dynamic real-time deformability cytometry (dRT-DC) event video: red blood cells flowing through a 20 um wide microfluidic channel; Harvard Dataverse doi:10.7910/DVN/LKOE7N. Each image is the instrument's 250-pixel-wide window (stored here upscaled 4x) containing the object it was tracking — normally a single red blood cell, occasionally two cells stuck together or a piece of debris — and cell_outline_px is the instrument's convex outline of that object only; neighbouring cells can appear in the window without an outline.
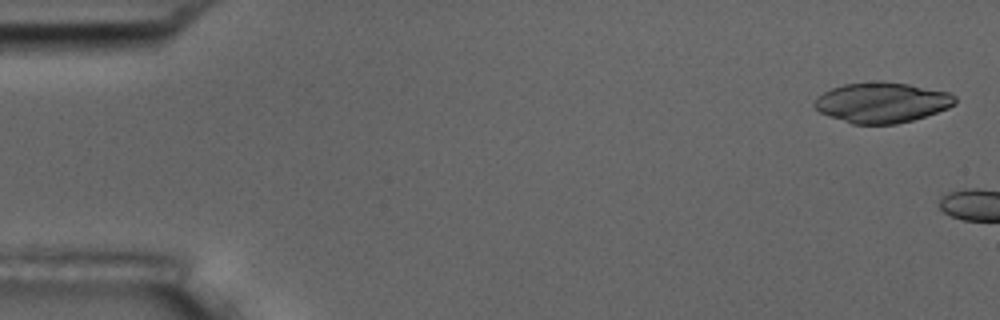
{"species": "common noctule bat (a hibernating species)", "species_latin": "Nyctalus noctula", "temperature_condition": "room temperature", "stored_images_in_passage": 2, "camera_frame_rate_fps": 3000, "um_per_image_px": 0.085, "animal": {"sex": "male", "body_mass_g": 17.5, "forearm_length_mm": 52.3}, "frame": {"image": 1, "passage_image": 1, "time_ms": 0.0, "image_size_px": [1000, 320], "cell_outline_px": [[956, 104], [948, 108], [912, 120], [896, 124], [852, 124], [828, 116], [820, 112], [812, 104], [816, 96], [832, 88], [844, 84], [880, 80], [908, 84], [948, 92], [956, 96]], "centroid_in_image_um": [74.93, 8.71], "position_along_channel_um": 10.1, "area_um2": 33.18}}